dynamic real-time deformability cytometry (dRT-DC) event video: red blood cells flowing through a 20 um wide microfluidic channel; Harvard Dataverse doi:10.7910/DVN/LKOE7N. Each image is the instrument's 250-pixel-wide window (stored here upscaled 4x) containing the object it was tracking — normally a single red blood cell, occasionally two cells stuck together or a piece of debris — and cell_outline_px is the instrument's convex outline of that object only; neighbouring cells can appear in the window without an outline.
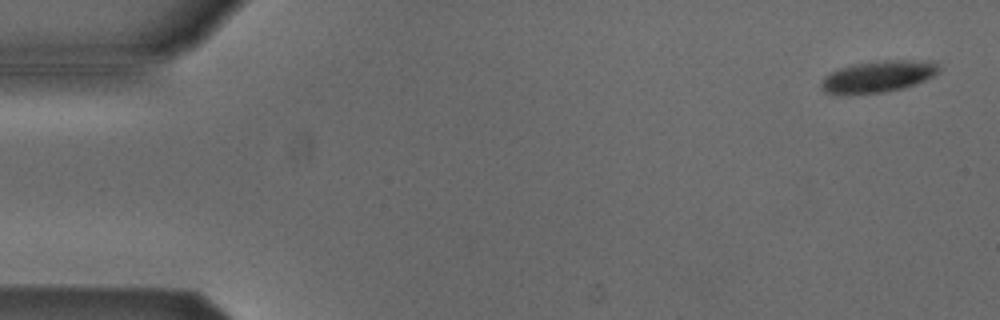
{"species": "Egyptian fruit bat (a non-hibernating species)", "species_latin": "Rousettus aegyptiacus", "temperature_condition": "cold", "stored_images_in_passage": 4, "camera_frame_rate_fps": 3000, "um_per_image_px": 0.085, "animal": {"sex": "male"}, "frame": {"image": 1, "passage_image": 1, "time_ms": 0.0, "image_size_px": [1000, 320], "cell_outline_px": [[940, 72], [924, 80], [904, 88], [884, 92], [824, 92], [820, 88], [820, 84], [824, 76], [840, 68], [856, 64], [884, 60], [932, 60], [940, 68]], "centroid_in_image_um": [74.71, 6.47], "position_along_channel_um": 10.3, "area_um2": 21.1}}